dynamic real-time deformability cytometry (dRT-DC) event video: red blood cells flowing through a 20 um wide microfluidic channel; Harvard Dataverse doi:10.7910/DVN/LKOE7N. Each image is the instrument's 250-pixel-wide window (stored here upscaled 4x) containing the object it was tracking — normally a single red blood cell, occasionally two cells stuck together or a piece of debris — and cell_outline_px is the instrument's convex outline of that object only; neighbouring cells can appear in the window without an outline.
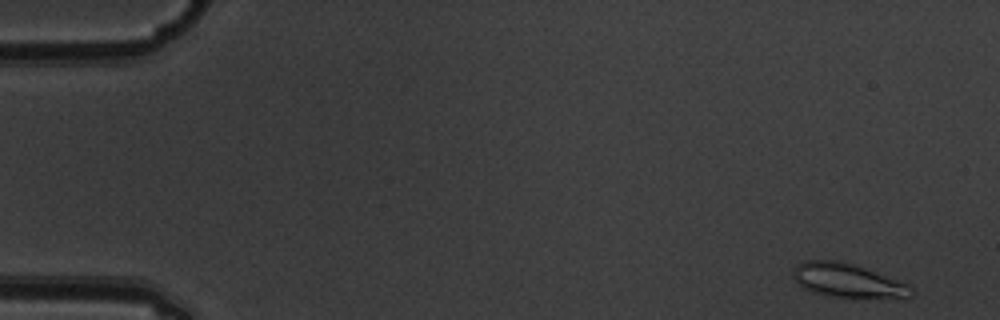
{"species": "common noctule bat (a hibernating species)", "species_latin": "Nyctalus noctula", "temperature_condition": "warm", "stored_images_in_passage": 5, "camera_frame_rate_fps": 3000, "um_per_image_px": 0.085, "animal": {"sex": "male", "body_mass_g": 19.5, "forearm_length_mm": 54.6}, "frame": {"image": 1, "passage_image": 1, "time_ms": 0.0, "image_size_px": [1000, 320], "cell_outline_px": [[916, 292], [912, 296], [904, 300], [828, 296], [812, 292], [804, 288], [792, 276], [792, 272], [804, 260], [844, 260], [856, 264], [908, 284]], "centroid_in_image_um": [72.17, 23.87], "position_along_channel_um": 12.8, "area_um2": 24.04}}
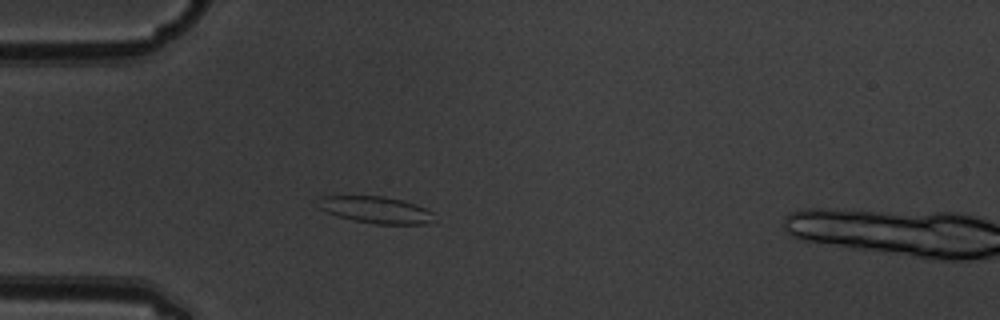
{"frame": {"image": 2, "passage_image": 4, "time_ms": 1.0, "image_size_px": [1000, 320], "cell_outline_px": [[432, 220], [428, 224], [376, 224], [352, 220], [336, 216], [320, 208], [320, 196], [384, 196], [416, 204], [432, 212]], "centroid_in_image_um": [31.95, 17.84], "position_along_channel_um": 53.0, "area_um2": 17.86}}